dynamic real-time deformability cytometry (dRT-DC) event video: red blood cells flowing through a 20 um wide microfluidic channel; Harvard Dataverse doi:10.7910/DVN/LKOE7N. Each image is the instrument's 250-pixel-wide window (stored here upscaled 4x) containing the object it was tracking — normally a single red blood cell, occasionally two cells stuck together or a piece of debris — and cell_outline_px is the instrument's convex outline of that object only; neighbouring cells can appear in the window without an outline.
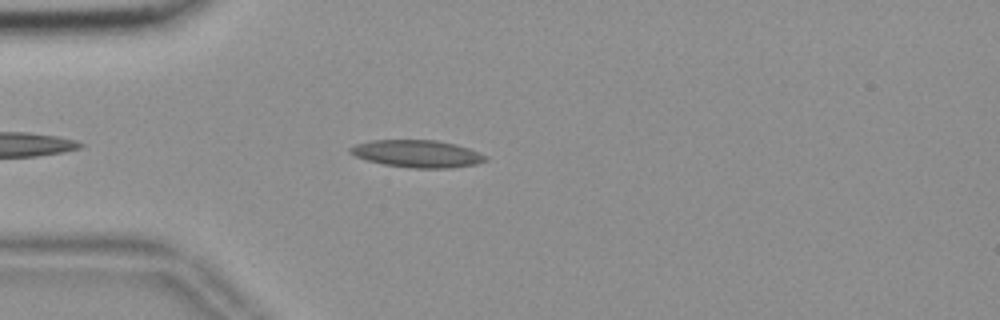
{"species": "common noctule bat (a hibernating species)", "species_latin": "Nyctalus noctula", "temperature_condition": "room temperature", "stored_images_in_passage": 26, "camera_frame_rate_fps": 3000, "um_per_image_px": 0.085, "animal": {"sex": "female", "body_mass_g": 18.4}, "frame": {"image": 1, "passage_image": 1, "time_ms": 0.0, "image_size_px": [1000, 320], "cell_outline_px": [[488, 160], [476, 164], [448, 168], [412, 168], [384, 164], [368, 160], [356, 156], [348, 152], [348, 148], [356, 144], [372, 140], [436, 140], [456, 144], [468, 148], [484, 156]], "centroid_in_image_um": [35.43, 13.06], "position_along_channel_um": 49.6, "area_um2": 21.33}}
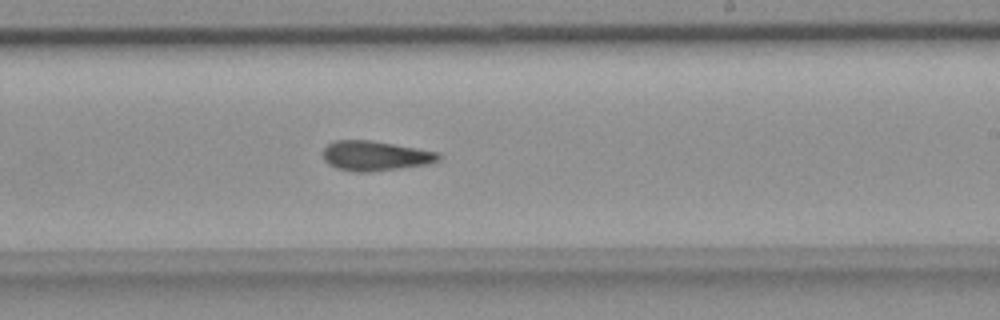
{"frame": {"image": 2, "passage_image": 19, "time_ms": 6.0, "image_size_px": [1000, 320], "cell_outline_px": [[440, 160], [428, 164], [372, 172], [352, 172], [336, 168], [328, 164], [324, 160], [324, 148], [328, 144], [336, 140], [372, 140], [440, 152]], "centroid_in_image_um": [31.9, 13.25], "position_along_channel_um": 257.1, "area_um2": 20.23}}
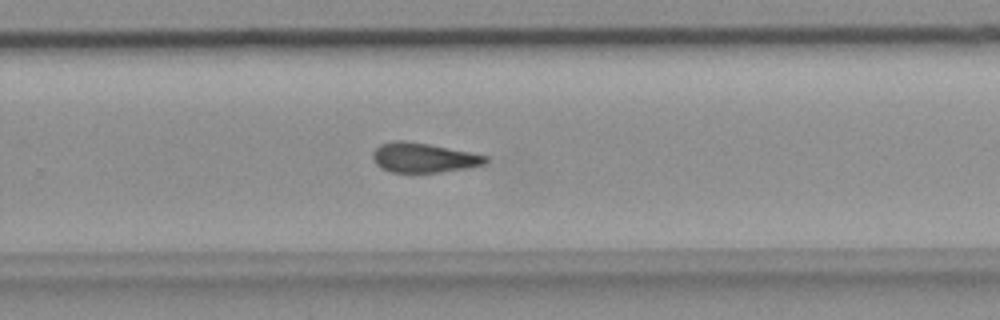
{"frame": {"image": 3, "passage_image": 22, "time_ms": 7.0, "image_size_px": [1000, 320], "cell_outline_px": [[488, 160], [484, 164], [464, 168], [440, 172], [392, 172], [380, 168], [376, 164], [372, 156], [372, 152], [380, 144], [396, 140], [404, 140], [428, 144], [488, 156]], "centroid_in_image_um": [35.95, 13.4], "position_along_channel_um": 293.9, "area_um2": 19.25}}